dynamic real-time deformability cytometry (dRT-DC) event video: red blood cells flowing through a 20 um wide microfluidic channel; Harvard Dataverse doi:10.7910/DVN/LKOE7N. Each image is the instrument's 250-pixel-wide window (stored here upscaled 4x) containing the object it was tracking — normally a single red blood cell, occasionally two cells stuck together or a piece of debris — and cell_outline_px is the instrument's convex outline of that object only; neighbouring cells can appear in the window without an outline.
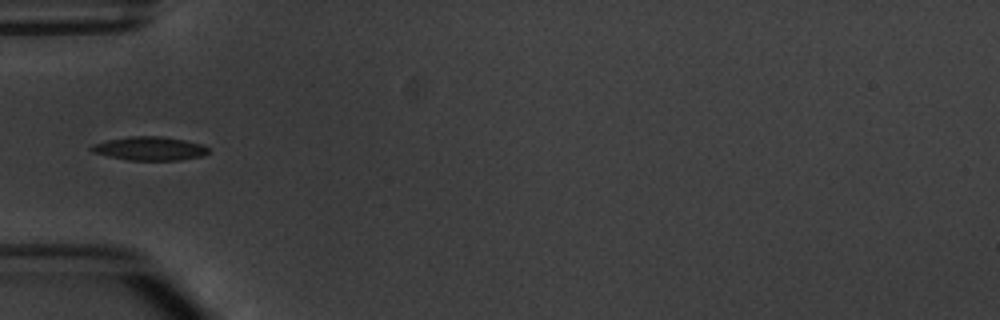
{"species": "common noctule bat (a hibernating species)", "species_latin": "Nyctalus noctula", "temperature_condition": "warm", "stored_images_in_passage": 6, "camera_frame_rate_fps": 3000, "um_per_image_px": 0.085, "animal": {"sex": "male", "body_mass_g": 20.1, "forearm_length_mm": 53.5}, "frame": {"image": 1, "passage_image": 5, "time_ms": 5.0, "image_size_px": [1000, 320], "cell_outline_px": [[208, 152], [204, 156], [180, 160], [128, 160], [108, 156], [92, 152], [88, 148], [92, 144], [104, 140], [128, 136], [160, 136], [184, 140], [200, 144], [208, 148]], "centroid_in_image_um": [12.66, 12.62], "position_along_channel_um": 72.3, "area_um2": 16.24}}